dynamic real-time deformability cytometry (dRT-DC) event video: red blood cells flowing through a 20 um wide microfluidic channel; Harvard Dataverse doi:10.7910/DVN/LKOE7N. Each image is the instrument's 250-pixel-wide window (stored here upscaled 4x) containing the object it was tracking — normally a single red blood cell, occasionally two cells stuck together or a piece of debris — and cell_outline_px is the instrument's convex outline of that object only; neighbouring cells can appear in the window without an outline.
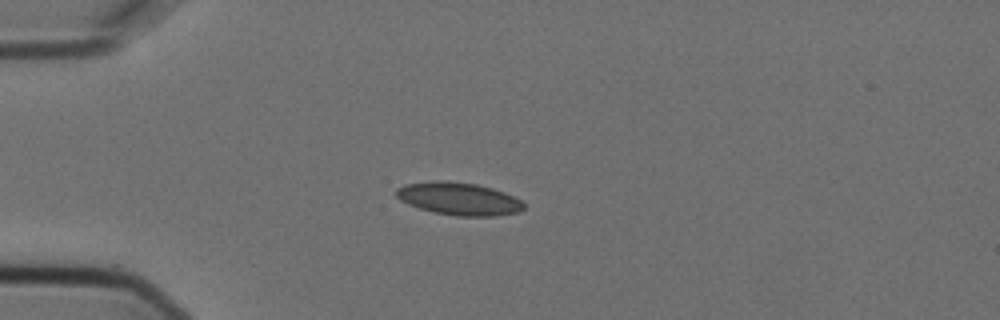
{"species": "Egyptian fruit bat (a non-hibernating species)", "species_latin": "Rousettus aegyptiacus", "temperature_condition": "cold", "stored_images_in_passage": 9, "camera_frame_rate_fps": 3000, "um_per_image_px": 0.085, "animal": {"sex": "female"}, "frame": {"image": 1, "passage_image": 4, "time_ms": 1.0, "image_size_px": [1000, 320], "cell_outline_px": [[524, 208], [520, 212], [492, 216], [456, 216], [432, 212], [408, 204], [400, 200], [396, 196], [396, 188], [404, 184], [432, 180], [448, 180], [476, 184], [492, 188], [504, 192], [520, 200], [524, 204]], "centroid_in_image_um": [38.97, 16.88], "position_along_channel_um": 46.0, "area_um2": 24.45}}
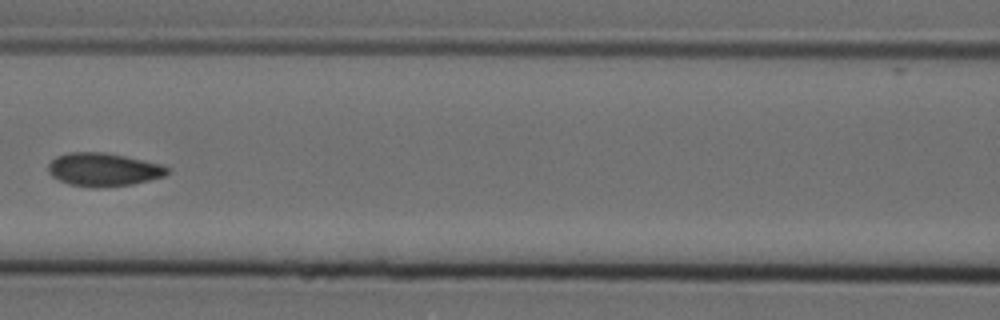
{"frame": {"image": 2, "passage_image": 7, "time_ms": 2.0, "image_size_px": [1000, 320], "cell_outline_px": [[168, 172], [164, 176], [132, 184], [96, 188], [88, 188], [68, 184], [52, 176], [48, 172], [48, 164], [56, 156], [68, 152], [104, 152], [124, 156], [160, 164], [168, 168]], "centroid_in_image_um": [8.73, 14.42], "position_along_channel_um": 157.9, "area_um2": 23.0}}
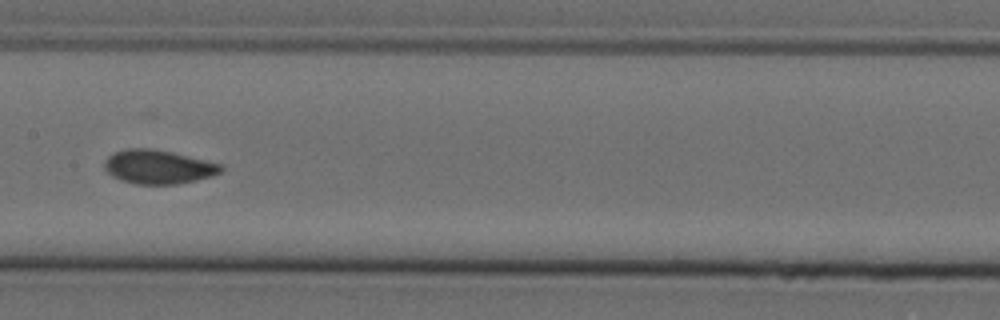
{"frame": {"image": 3, "passage_image": 8, "time_ms": 2.333, "image_size_px": [1000, 320], "cell_outline_px": [[224, 168], [220, 172], [212, 176], [196, 180], [176, 184], [136, 184], [120, 180], [112, 176], [104, 168], [104, 160], [112, 152], [124, 148], [152, 148], [172, 152], [224, 164]], "centroid_in_image_um": [13.44, 14.17], "position_along_channel_um": 194.0, "area_um2": 23.29}}